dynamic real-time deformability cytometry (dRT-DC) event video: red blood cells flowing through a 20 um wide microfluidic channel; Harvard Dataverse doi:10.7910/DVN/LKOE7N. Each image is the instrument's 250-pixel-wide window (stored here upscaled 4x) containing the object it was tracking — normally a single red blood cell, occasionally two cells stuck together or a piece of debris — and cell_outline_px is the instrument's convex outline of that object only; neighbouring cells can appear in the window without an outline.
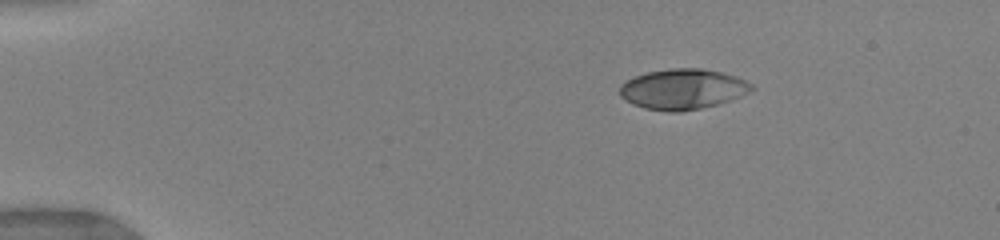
{"species": "human", "species_latin": "Homo sapiens", "temperature_condition": "warm", "stored_images_in_passage": 39, "camera_frame_rate_fps": 3000, "um_per_image_px": 0.085, "donor": {"sex": "female"}, "frame": {"image": 1, "passage_image": 1, "time_ms": 0.0, "image_size_px": [1000, 240], "cell_outline_px": [[756, 88], [752, 92], [732, 100], [720, 104], [680, 112], [668, 112], [644, 108], [632, 104], [624, 100], [620, 96], [620, 84], [636, 76], [648, 72], [672, 68], [700, 68], [720, 72], [736, 76], [752, 84]], "centroid_in_image_um": [58.07, 7.59], "position_along_channel_um": 26.9, "area_um2": 31.27}}
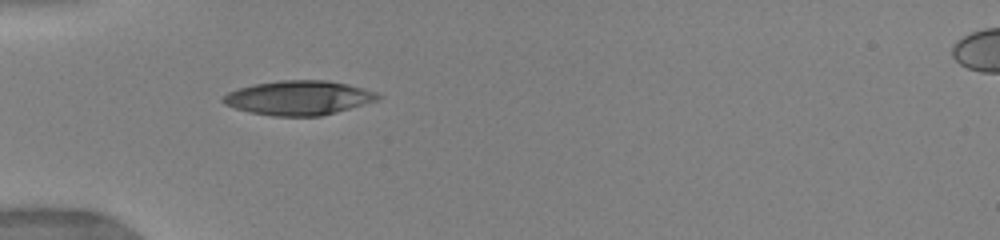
{"frame": {"image": 2, "passage_image": 12, "time_ms": 2.667, "image_size_px": [1000, 240], "cell_outline_px": [[380, 96], [376, 100], [336, 112], [320, 116], [272, 116], [248, 112], [224, 104], [220, 100], [220, 96], [236, 88], [252, 84], [280, 80], [328, 80], [348, 84], [364, 88], [376, 92]], "centroid_in_image_um": [25.31, 8.3], "position_along_channel_um": 59.7, "area_um2": 31.1}}
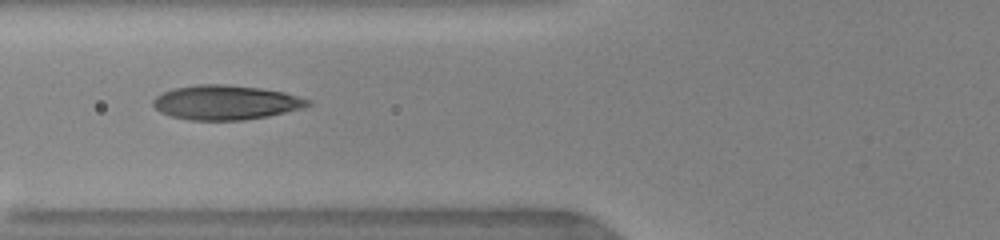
{"frame": {"image": 3, "passage_image": 16, "time_ms": 4.0, "image_size_px": [1000, 240], "cell_outline_px": [[312, 104], [304, 108], [268, 116], [244, 120], [188, 120], [172, 116], [160, 112], [152, 104], [152, 100], [156, 96], [172, 88], [196, 84], [224, 84], [260, 88], [284, 92], [312, 100]], "centroid_in_image_um": [19.2, 8.7], "position_along_channel_um": 106.6, "area_um2": 31.27}}